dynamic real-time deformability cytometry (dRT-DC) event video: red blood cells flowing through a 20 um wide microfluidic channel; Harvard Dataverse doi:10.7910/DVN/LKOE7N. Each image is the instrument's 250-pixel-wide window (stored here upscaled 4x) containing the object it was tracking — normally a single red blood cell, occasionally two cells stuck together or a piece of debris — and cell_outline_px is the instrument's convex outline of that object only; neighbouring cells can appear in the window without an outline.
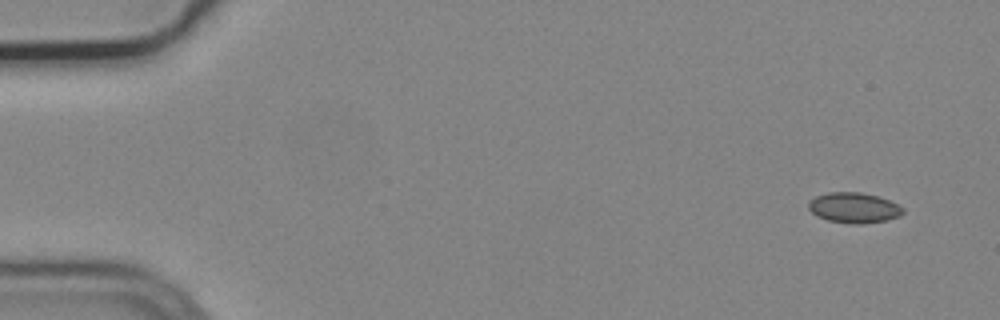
{"species": "common noctule bat (a hibernating species)", "species_latin": "Nyctalus noctula", "temperature_condition": "cold", "stored_images_in_passage": 5, "camera_frame_rate_fps": 3000, "um_per_image_px": 0.085, "animal": {"sex": "male", "body_mass_g": 19.2, "forearm_length_mm": 51.8}, "frame": {"image": 1, "passage_image": 1, "time_ms": 0.0, "image_size_px": [1000, 320], "cell_outline_px": [[904, 212], [900, 216], [888, 220], [860, 224], [852, 224], [828, 220], [816, 216], [808, 208], [808, 200], [816, 196], [828, 192], [860, 192], [876, 196], [888, 200], [904, 208]], "centroid_in_image_um": [72.56, 17.66], "position_along_channel_um": 12.4, "area_um2": 16.76}}
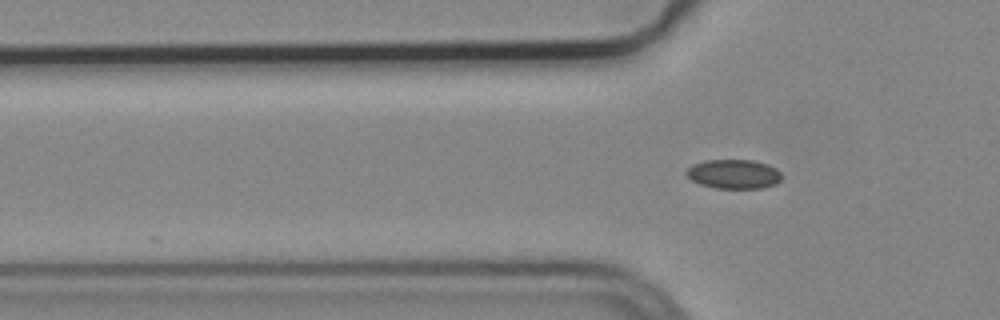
{"frame": {"image": 2, "passage_image": 5, "time_ms": 1.333, "image_size_px": [1000, 320], "cell_outline_px": [[780, 180], [776, 184], [764, 188], [716, 188], [700, 184], [692, 180], [684, 172], [692, 164], [704, 160], [752, 160], [768, 164], [776, 168], [780, 172]], "centroid_in_image_um": [62.36, 14.79], "position_along_channel_um": 63.4, "area_um2": 16.3}}